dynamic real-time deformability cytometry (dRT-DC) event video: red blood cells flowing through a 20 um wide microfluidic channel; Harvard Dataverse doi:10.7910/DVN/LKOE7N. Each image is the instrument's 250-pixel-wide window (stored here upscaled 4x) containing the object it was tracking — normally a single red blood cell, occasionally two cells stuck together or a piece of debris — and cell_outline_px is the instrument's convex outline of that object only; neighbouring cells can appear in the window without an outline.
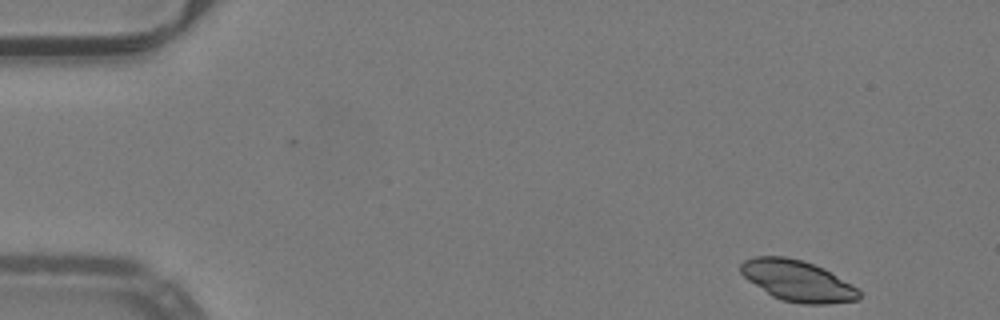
{"species": "common noctule bat (a hibernating species)", "species_latin": "Nyctalus noctula", "temperature_condition": "warm", "stored_images_in_passage": 19, "camera_frame_rate_fps": 3000, "um_per_image_px": 0.085, "animal": {"sex": "male", "body_mass_g": 19.2, "forearm_length_mm": 51.8}, "frame": {"image": 1, "passage_image": 1, "time_ms": 0.0, "image_size_px": [1000, 320], "cell_outline_px": [[860, 300], [828, 304], [804, 304], [780, 300], [772, 296], [748, 280], [740, 272], [740, 264], [744, 260], [756, 256], [784, 256], [804, 260], [824, 268], [856, 288], [860, 292]], "centroid_in_image_um": [67.78, 23.87], "position_along_channel_um": 17.2, "area_um2": 28.21}}